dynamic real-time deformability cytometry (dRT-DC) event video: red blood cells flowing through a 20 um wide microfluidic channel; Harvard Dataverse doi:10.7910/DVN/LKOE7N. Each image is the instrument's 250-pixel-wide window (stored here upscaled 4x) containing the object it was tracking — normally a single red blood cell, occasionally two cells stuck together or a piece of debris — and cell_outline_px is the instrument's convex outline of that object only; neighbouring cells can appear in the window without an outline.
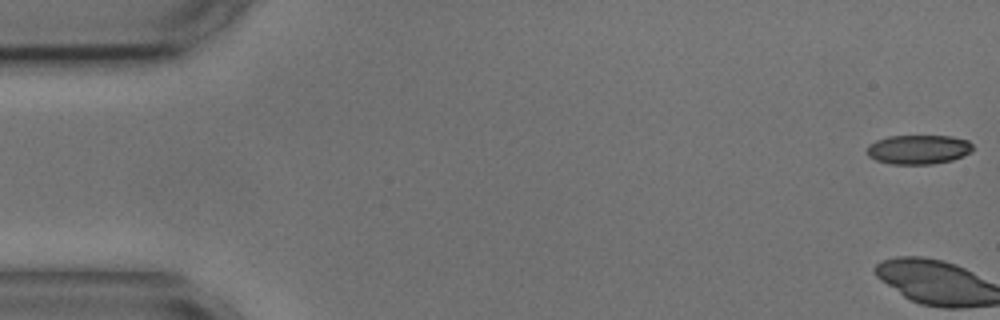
{"species": "common noctule bat (a hibernating species)", "species_latin": "Nyctalus noctula", "temperature_condition": "cold", "stored_images_in_passage": 25, "camera_frame_rate_fps": 3000, "um_per_image_px": 0.085, "animal": {"sex": "male", "body_mass_g": 17.9, "forearm_length_mm": 54.2}, "frame": {"image": 1, "passage_image": 1, "time_ms": 0.0, "image_size_px": [1000, 320], "cell_outline_px": [[972, 152], [964, 156], [952, 160], [932, 164], [892, 164], [876, 160], [868, 156], [868, 144], [876, 140], [888, 136], [952, 136], [968, 140], [972, 144]], "centroid_in_image_um": [78.09, 12.7], "position_along_channel_um": 6.9, "area_um2": 18.15}}